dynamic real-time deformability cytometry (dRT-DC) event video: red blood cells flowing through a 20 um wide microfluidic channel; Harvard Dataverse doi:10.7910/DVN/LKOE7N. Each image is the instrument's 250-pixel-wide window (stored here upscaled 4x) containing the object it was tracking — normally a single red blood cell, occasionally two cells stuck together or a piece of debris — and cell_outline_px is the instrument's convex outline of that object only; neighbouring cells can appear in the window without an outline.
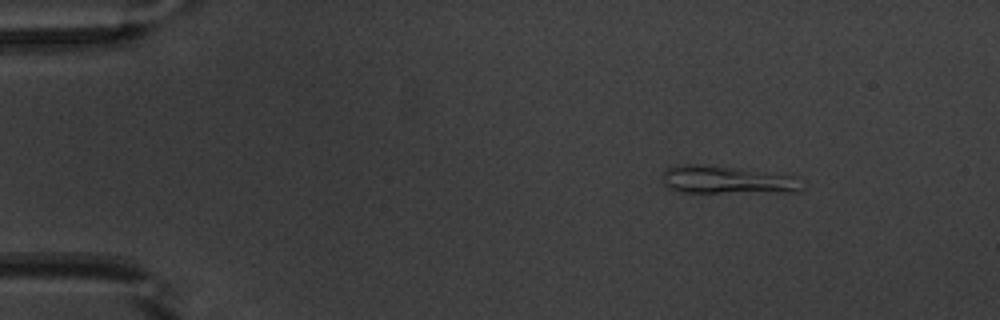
{"species": "common noctule bat (a hibernating species)", "species_latin": "Nyctalus noctula", "temperature_condition": "warm", "stored_images_in_passage": 45, "camera_frame_rate_fps": 3000, "um_per_image_px": 0.085, "animal": {"sex": "male", "body_mass_g": 20.1, "forearm_length_mm": 53.5}, "frame": {"image": 1, "passage_image": 1, "time_ms": 0.0, "image_size_px": [1000, 320], "cell_outline_px": [[804, 188], [800, 192], [680, 192], [668, 188], [664, 184], [664, 172], [668, 168], [680, 164], [700, 164], [800, 176], [804, 180]], "centroid_in_image_um": [61.91, 15.3], "position_along_channel_um": 23.1, "area_um2": 22.83}}
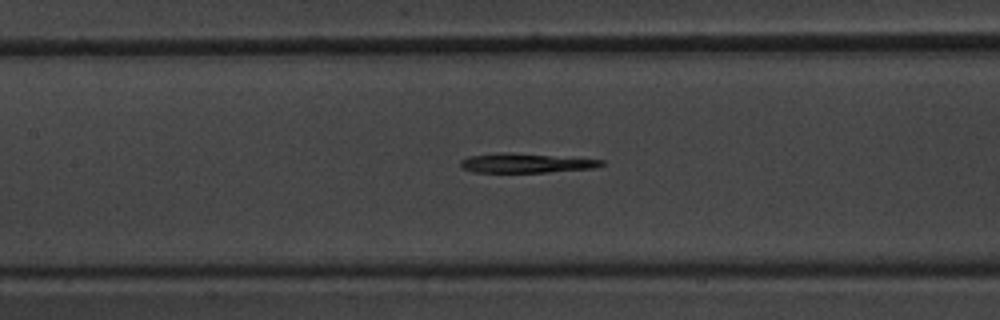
{"frame": {"image": 2, "passage_image": 18, "time_ms": 5.667, "image_size_px": [1000, 320], "cell_outline_px": [[604, 164], [592, 168], [548, 172], [472, 172], [464, 168], [460, 164], [460, 160], [468, 156], [500, 152], [504, 152], [604, 160]], "centroid_in_image_um": [44.64, 13.86], "position_along_channel_um": 162.8, "area_um2": 15.66}}
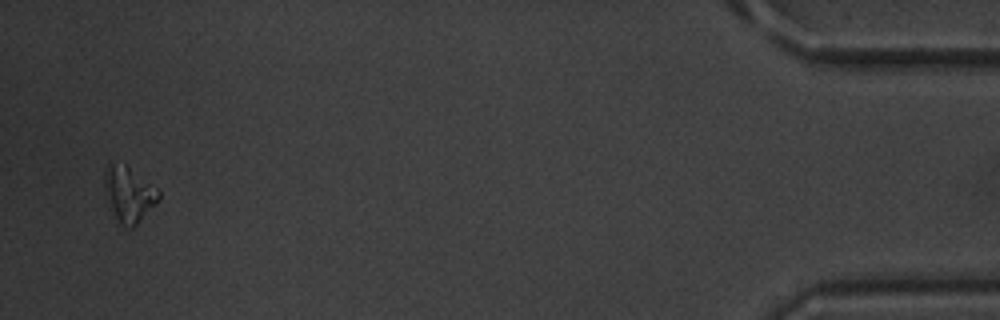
{"frame": {"image": 3, "passage_image": 44, "time_ms": 14.333, "image_size_px": [1000, 320], "cell_outline_px": [[160, 200], [132, 228], [124, 228], [120, 224], [104, 192], [104, 168], [112, 164], [124, 164], [156, 188], [160, 192]], "centroid_in_image_um": [10.95, 16.52], "position_along_channel_um": 424.3, "area_um2": 17.05}}